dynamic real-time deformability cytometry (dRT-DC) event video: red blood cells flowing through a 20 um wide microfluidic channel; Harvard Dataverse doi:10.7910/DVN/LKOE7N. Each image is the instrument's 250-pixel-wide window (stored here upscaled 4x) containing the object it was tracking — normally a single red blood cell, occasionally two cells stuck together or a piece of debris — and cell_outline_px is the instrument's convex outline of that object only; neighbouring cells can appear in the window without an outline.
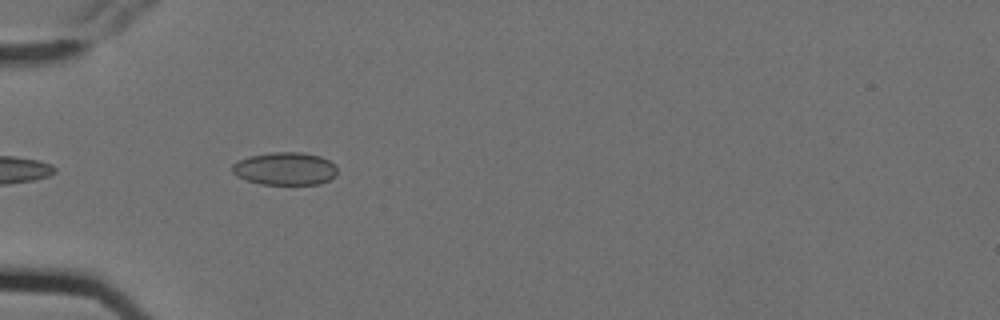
{"species": "Egyptian fruit bat (a non-hibernating species)", "species_latin": "Rousettus aegyptiacus", "temperature_condition": "cold", "stored_images_in_passage": 6, "camera_frame_rate_fps": 3000, "um_per_image_px": 0.085, "animal": {"sex": "female"}, "frame": {"image": 1, "passage_image": 5, "time_ms": 1.333, "image_size_px": [1000, 320], "cell_outline_px": [[336, 176], [320, 184], [260, 184], [236, 176], [232, 172], [232, 164], [248, 156], [272, 152], [300, 152], [320, 156], [336, 164]], "centroid_in_image_um": [24.23, 14.33], "position_along_channel_um": 60.8, "area_um2": 20.11}}
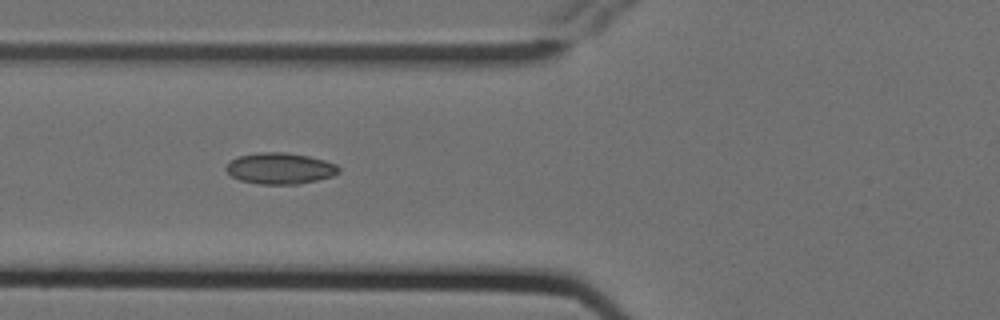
{"frame": {"image": 2, "passage_image": 6, "time_ms": 1.667, "image_size_px": [1000, 320], "cell_outline_px": [[340, 172], [332, 176], [300, 184], [256, 184], [240, 180], [232, 176], [224, 168], [232, 160], [240, 156], [256, 152], [284, 152], [308, 156], [324, 160], [336, 164], [340, 168]], "centroid_in_image_um": [23.81, 14.32], "position_along_channel_um": 102.0, "area_um2": 20.46}}